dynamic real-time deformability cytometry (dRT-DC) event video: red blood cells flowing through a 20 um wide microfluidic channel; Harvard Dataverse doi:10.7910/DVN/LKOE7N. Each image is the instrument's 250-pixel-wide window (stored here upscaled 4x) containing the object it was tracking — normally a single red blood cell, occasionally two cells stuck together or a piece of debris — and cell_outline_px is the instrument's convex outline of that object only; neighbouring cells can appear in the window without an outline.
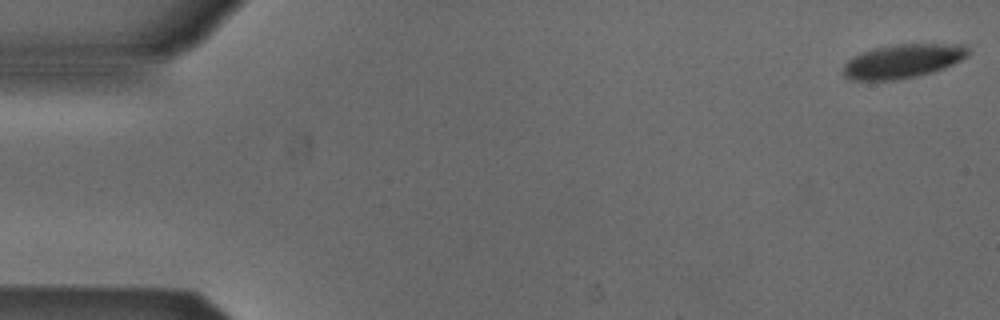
{"species": "Egyptian fruit bat (a non-hibernating species)", "species_latin": "Rousettus aegyptiacus", "temperature_condition": "cold", "stored_images_in_passage": 53, "camera_frame_rate_fps": 3000, "um_per_image_px": 0.085, "animal": {"sex": "male"}, "frame": {"image": 1, "passage_image": 1, "time_ms": 0.0, "image_size_px": [1000, 320], "cell_outline_px": [[968, 56], [944, 68], [932, 72], [916, 76], [892, 80], [852, 80], [844, 76], [844, 64], [852, 56], [872, 48], [896, 44], [964, 44], [968, 48]], "centroid_in_image_um": [76.72, 5.18], "position_along_channel_um": 8.3, "area_um2": 24.62}}
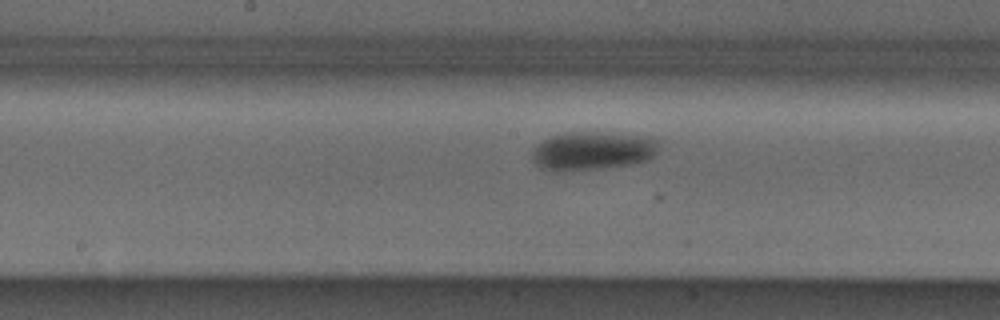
{"frame": {"image": 2, "passage_image": 27, "time_ms": 8.667, "image_size_px": [1000, 320], "cell_outline_px": [[656, 152], [648, 160], [636, 164], [600, 168], [556, 172], [540, 168], [532, 160], [532, 148], [536, 144], [552, 136], [564, 132], [604, 132], [652, 136], [656, 140]], "centroid_in_image_um": [50.33, 12.82], "position_along_channel_um": 197.9, "area_um2": 28.78}}
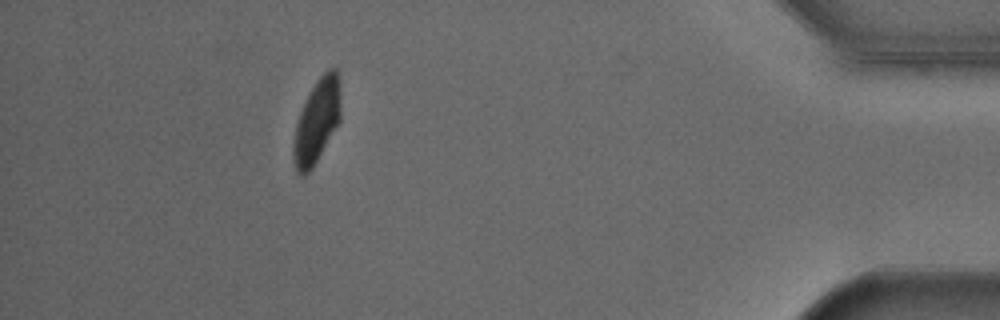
{"frame": {"image": 3, "passage_image": 48, "time_ms": 15.667, "image_size_px": [1000, 320], "cell_outline_px": [[340, 120], [312, 168], [304, 176], [300, 176], [296, 172], [292, 160], [292, 148], [296, 124], [300, 112], [312, 88], [320, 76], [328, 68], [336, 68], [340, 80]], "centroid_in_image_um": [26.92, 10.32], "position_along_channel_um": 408.3, "area_um2": 23.0}, "authors_computed_cell_mechanics": {"area_um2": 26.299, "velocity_mm_per_s": 3.8212, "shape_relaxation_time_tau1_ms": 3.4512, "shape_relaxation_time_tau2_ms": null, "deformation_change_tau1": 0.1119, "deformation_change_tau2": null}}